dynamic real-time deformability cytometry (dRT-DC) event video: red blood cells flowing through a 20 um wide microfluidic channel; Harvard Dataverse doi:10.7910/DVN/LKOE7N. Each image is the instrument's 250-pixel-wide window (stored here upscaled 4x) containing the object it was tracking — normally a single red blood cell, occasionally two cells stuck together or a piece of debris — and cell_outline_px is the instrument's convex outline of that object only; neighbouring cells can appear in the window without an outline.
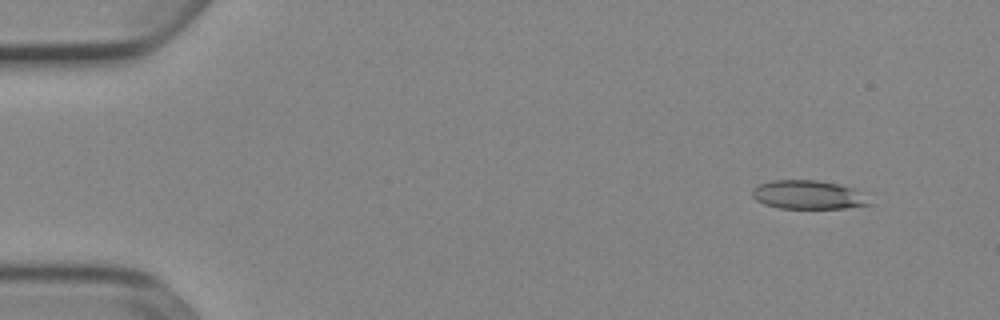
{"species": "Egyptian fruit bat (a non-hibernating species)", "species_latin": "Rousettus aegyptiacus", "temperature_condition": "cold", "stored_images_in_passage": 4, "camera_frame_rate_fps": 3000, "um_per_image_px": 0.085, "animal": {"sex": "female"}, "frame": {"image": 1, "passage_image": 1, "time_ms": 0.0, "image_size_px": [1000, 320], "cell_outline_px": [[876, 204], [844, 208], [780, 208], [764, 204], [756, 200], [752, 196], [752, 188], [760, 184], [772, 180], [816, 180], [840, 184], [856, 188]], "centroid_in_image_um": [68.75, 16.55], "position_along_channel_um": 16.2, "area_um2": 19.88}}
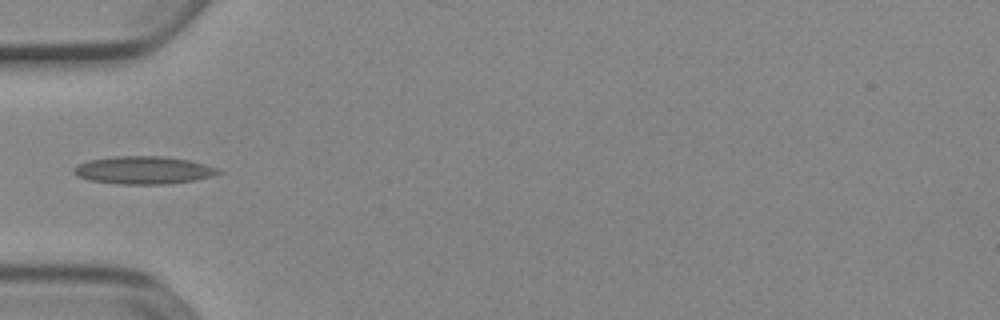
{"frame": {"image": 2, "passage_image": 4, "time_ms": 1.0, "image_size_px": [1000, 320], "cell_outline_px": [[224, 172], [212, 176], [192, 180], [168, 184], [116, 184], [88, 180], [76, 176], [72, 172], [72, 168], [76, 164], [88, 160], [112, 156], [164, 156], [188, 160], [204, 164], [216, 168]], "centroid_in_image_um": [12.12, 14.46], "position_along_channel_um": 72.9, "area_um2": 23.58}}